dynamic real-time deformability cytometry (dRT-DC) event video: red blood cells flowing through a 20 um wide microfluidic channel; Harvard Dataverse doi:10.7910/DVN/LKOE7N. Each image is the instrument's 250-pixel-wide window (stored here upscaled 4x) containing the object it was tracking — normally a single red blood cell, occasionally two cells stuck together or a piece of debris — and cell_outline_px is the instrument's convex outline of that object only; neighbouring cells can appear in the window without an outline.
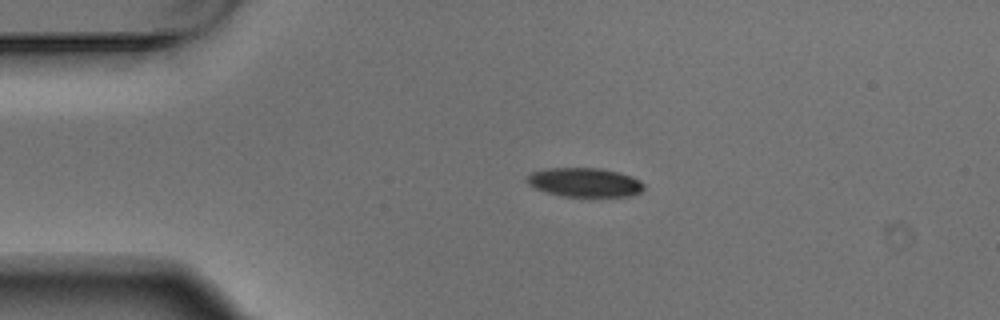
{"species": "Egyptian fruit bat (a non-hibernating species)", "species_latin": "Rousettus aegyptiacus", "temperature_condition": "warm", "stored_images_in_passage": 3, "camera_frame_rate_fps": 3000, "um_per_image_px": 0.085, "animal": {"sex": "male"}, "frame": {"image": 1, "passage_image": 2, "time_ms": 0.333, "image_size_px": [1000, 320], "cell_outline_px": [[644, 188], [640, 192], [632, 196], [560, 196], [536, 188], [528, 184], [528, 176], [532, 172], [544, 168], [600, 168], [620, 172], [632, 176], [640, 180], [644, 184]], "centroid_in_image_um": [49.73, 15.49], "position_along_channel_um": 35.3, "area_um2": 19.77}}